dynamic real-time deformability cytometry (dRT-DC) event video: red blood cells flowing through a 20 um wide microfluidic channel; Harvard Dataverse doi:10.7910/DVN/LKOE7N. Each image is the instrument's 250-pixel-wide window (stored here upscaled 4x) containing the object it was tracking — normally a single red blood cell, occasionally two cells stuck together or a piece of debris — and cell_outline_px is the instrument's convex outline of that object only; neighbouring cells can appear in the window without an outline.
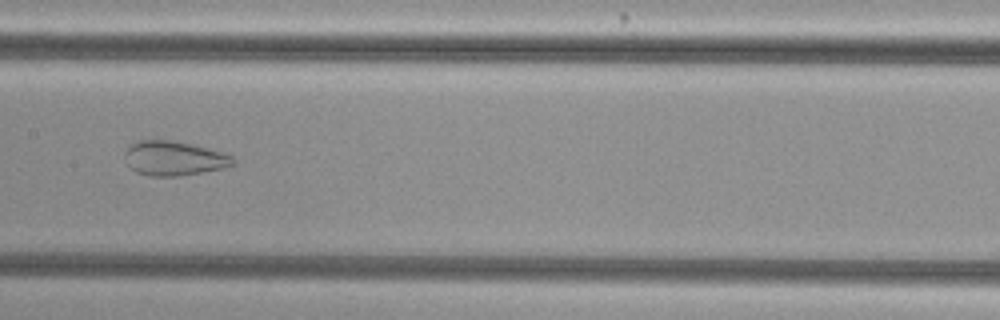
{"species": "common noctule bat (a hibernating species)", "species_latin": "Nyctalus noctula", "temperature_condition": "cold", "stored_images_in_passage": 36, "camera_frame_rate_fps": 3000, "um_per_image_px": 0.085, "animal": {"sex": "female", "body_mass_g": 29.2, "forearm_length_mm": 56.3}, "frame": {"image": 1, "passage_image": 15, "time_ms": 4.667, "image_size_px": [1000, 320], "cell_outline_px": [[236, 160], [232, 164], [224, 168], [180, 176], [148, 176], [136, 172], [128, 168], [124, 156], [124, 152], [132, 144], [140, 140], [172, 140], [208, 148], [232, 156]], "centroid_in_image_um": [14.74, 13.47], "position_along_channel_um": 192.7, "area_um2": 21.73}}
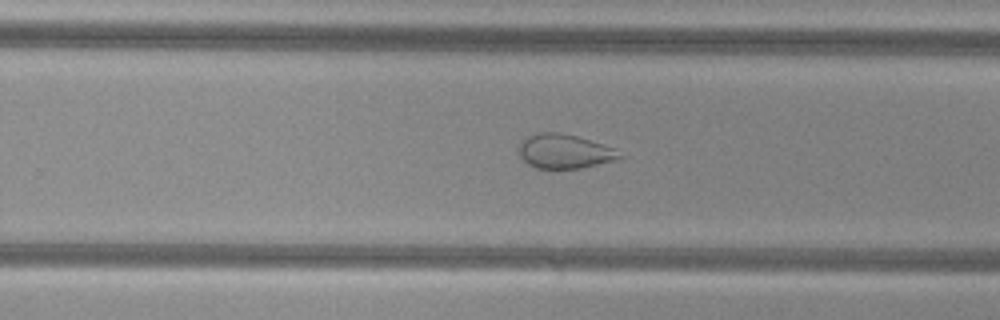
{"frame": {"image": 2, "passage_image": 22, "time_ms": 7.0, "image_size_px": [1000, 320], "cell_outline_px": [[628, 156], [620, 160], [580, 168], [536, 168], [528, 164], [520, 156], [520, 144], [524, 136], [536, 132], [560, 132], [576, 136], [604, 144], [616, 148]], "centroid_in_image_um": [48.07, 12.86], "position_along_channel_um": 281.7, "area_um2": 20.58}}
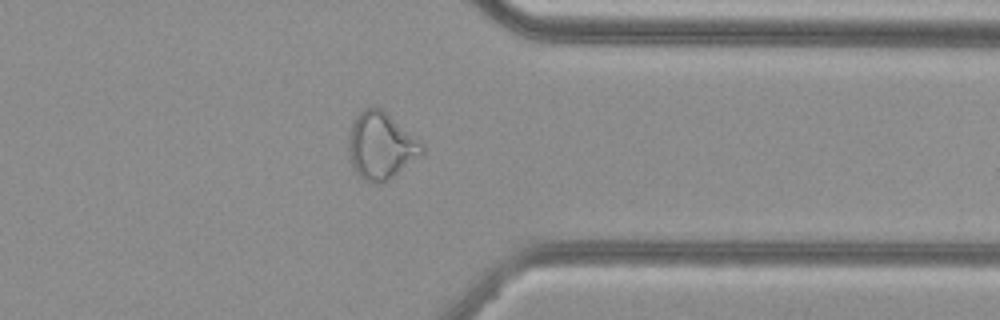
{"frame": {"image": 3, "passage_image": 30, "time_ms": 9.667, "image_size_px": [1000, 320], "cell_outline_px": [[424, 152], [420, 156], [388, 180], [380, 184], [364, 180], [352, 168], [348, 152], [348, 136], [352, 120], [364, 108], [384, 108], [424, 148]], "centroid_in_image_um": [32.32, 12.39], "position_along_channel_um": 379.1, "area_um2": 28.38}}